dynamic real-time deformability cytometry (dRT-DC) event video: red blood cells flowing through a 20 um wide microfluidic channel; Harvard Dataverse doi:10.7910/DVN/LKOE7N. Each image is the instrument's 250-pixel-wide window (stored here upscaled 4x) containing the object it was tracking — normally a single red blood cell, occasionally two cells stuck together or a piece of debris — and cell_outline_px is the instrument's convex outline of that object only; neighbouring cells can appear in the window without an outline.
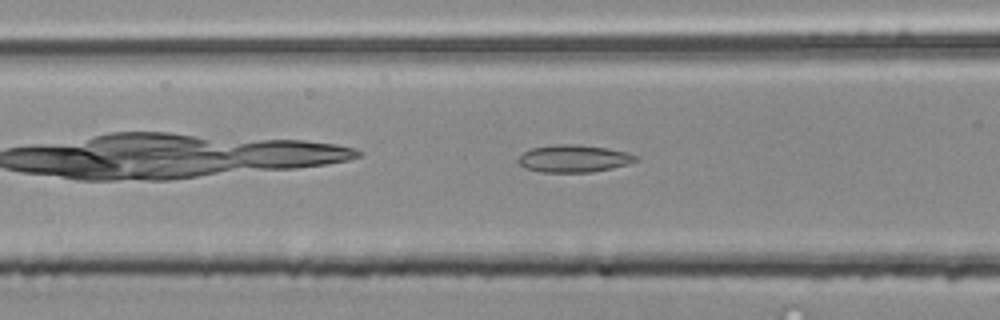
{"species": "common noctule bat (a hibernating species)", "species_latin": "Nyctalus noctula", "temperature_condition": "room temperature", "stored_images_in_passage": 38, "camera_frame_rate_fps": 3000, "um_per_image_px": 0.085, "animal": {"sex": "male", "body_mass_g": 20.4}, "frame": {"image": 1, "passage_image": 6, "time_ms": 1.667, "image_size_px": [1000, 320], "cell_outline_px": [[640, 160], [628, 164], [612, 168], [588, 172], [540, 172], [524, 168], [516, 160], [524, 152], [532, 148], [556, 144], [576, 144], [608, 148], [628, 152], [640, 156]], "centroid_in_image_um": [48.81, 13.47], "position_along_channel_um": 117.8, "area_um2": 18.9}}
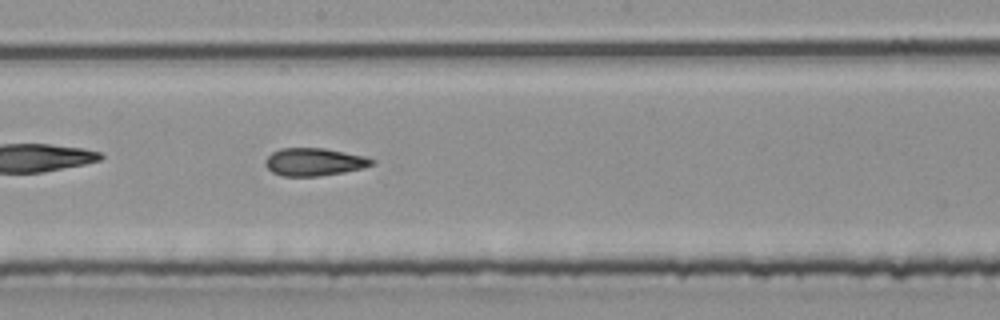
{"frame": {"image": 2, "passage_image": 14, "time_ms": 4.333, "image_size_px": [1000, 320], "cell_outline_px": [[376, 164], [364, 168], [344, 172], [316, 176], [284, 176], [272, 172], [264, 164], [268, 156], [272, 152], [280, 148], [324, 148], [364, 156], [376, 160]], "centroid_in_image_um": [26.73, 13.76], "position_along_channel_um": 221.5, "area_um2": 17.22}}
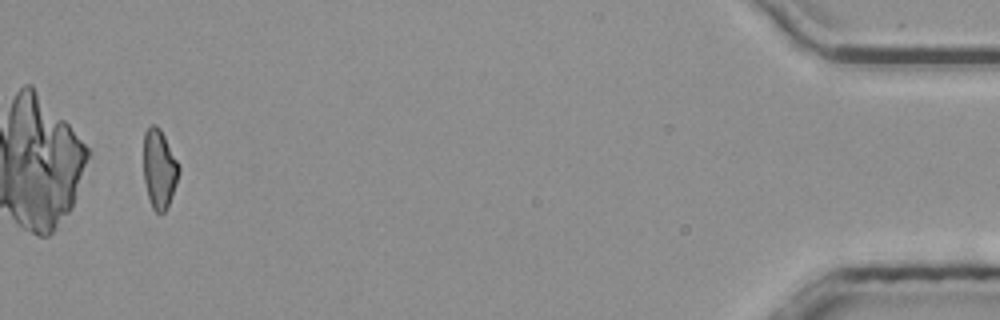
{"frame": {"image": 3, "passage_image": 36, "time_ms": 11.667, "image_size_px": [1000, 320], "cell_outline_px": [[180, 172], [176, 184], [168, 204], [164, 212], [160, 216], [152, 208], [148, 196], [144, 180], [144, 132], [152, 124], [156, 124], [160, 128], [180, 164]], "centroid_in_image_um": [13.55, 14.34], "position_along_channel_um": 421.7, "area_um2": 16.36}, "authors_computed_cell_mechanics": {"area_um2": 16.9354, "velocity_mm_per_s": 3.8748, "shape_relaxation_time_tau1_ms": null, "shape_relaxation_time_tau2_ms": 5.3214, "deformation_change_tau1": null, "deformation_change_tau2": 0.151}}